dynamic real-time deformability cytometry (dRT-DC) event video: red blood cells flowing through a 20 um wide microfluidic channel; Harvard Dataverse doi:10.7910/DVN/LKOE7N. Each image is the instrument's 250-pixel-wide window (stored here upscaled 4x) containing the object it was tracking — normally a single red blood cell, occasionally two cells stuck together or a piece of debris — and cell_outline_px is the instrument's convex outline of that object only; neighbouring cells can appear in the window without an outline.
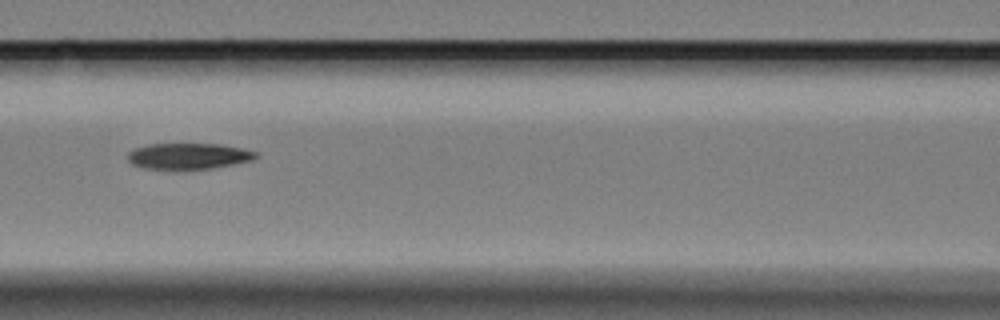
{"species": "Egyptian fruit bat (a non-hibernating species)", "species_latin": "Rousettus aegyptiacus", "temperature_condition": "cold", "stored_images_in_passage": 12, "camera_frame_rate_fps": 3000, "um_per_image_px": 0.085, "animal": {"sex": "female"}, "frame": {"image": 1, "passage_image": 7, "time_ms": 8.667, "image_size_px": [1000, 320], "cell_outline_px": [[256, 156], [248, 160], [232, 164], [208, 168], [148, 168], [132, 164], [128, 160], [128, 152], [136, 148], [148, 144], [220, 144], [240, 148], [256, 152]], "centroid_in_image_um": [15.97, 13.24], "position_along_channel_um": 150.6, "area_um2": 18.67}}
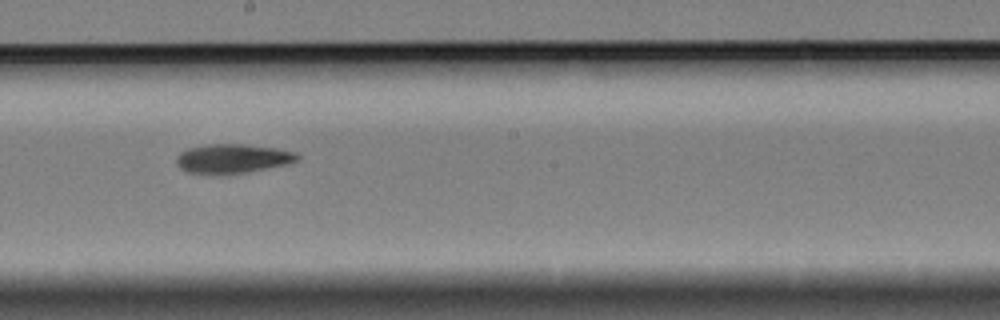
{"frame": {"image": 2, "passage_image": 9, "time_ms": 11.0, "image_size_px": [1000, 320], "cell_outline_px": [[300, 156], [296, 160], [284, 164], [244, 172], [188, 172], [180, 168], [176, 164], [176, 156], [180, 152], [188, 148], [208, 144], [244, 144], [272, 148], [296, 152]], "centroid_in_image_um": [19.72, 13.44], "position_along_channel_um": 228.5, "area_um2": 19.71}}
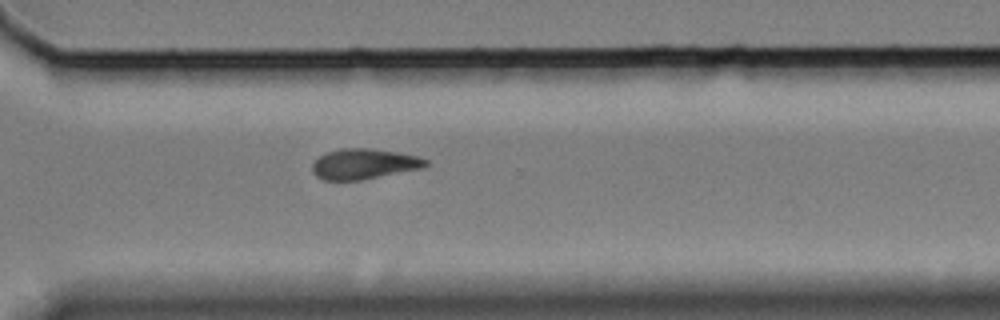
{"frame": {"image": 3, "passage_image": 12, "time_ms": 14.333, "image_size_px": [1000, 320], "cell_outline_px": [[432, 164], [420, 168], [360, 180], [324, 180], [316, 176], [312, 172], [312, 164], [320, 156], [328, 152], [344, 148], [372, 148], [396, 152], [416, 156], [428, 160]], "centroid_in_image_um": [30.93, 13.93], "position_along_channel_um": 339.7, "area_um2": 19.88}}